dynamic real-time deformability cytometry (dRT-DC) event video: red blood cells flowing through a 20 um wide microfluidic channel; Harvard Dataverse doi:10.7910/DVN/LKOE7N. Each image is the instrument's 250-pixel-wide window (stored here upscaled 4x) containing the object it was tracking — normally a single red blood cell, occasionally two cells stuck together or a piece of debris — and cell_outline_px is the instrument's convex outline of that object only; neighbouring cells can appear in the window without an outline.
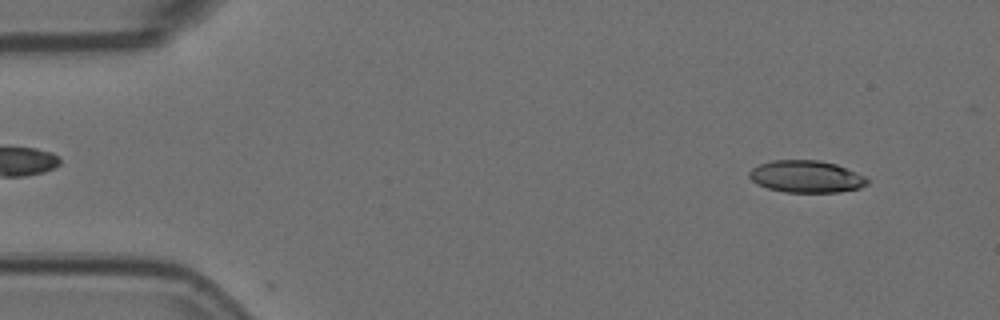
{"species": "Egyptian fruit bat (a non-hibernating species)", "species_latin": "Rousettus aegyptiacus", "temperature_condition": "room temperature", "stored_images_in_passage": 14, "camera_frame_rate_fps": 3000, "um_per_image_px": 0.085, "animal": {"sex": "female"}, "frame": {"image": 1, "passage_image": 4, "time_ms": 1.0, "image_size_px": [1000, 320], "cell_outline_px": [[868, 184], [860, 188], [840, 192], [784, 192], [768, 188], [756, 184], [748, 176], [748, 172], [752, 168], [760, 164], [772, 160], [820, 160], [836, 164], [856, 172], [864, 176], [868, 180]], "centroid_in_image_um": [68.52, 15.01], "position_along_channel_um": 16.5, "area_um2": 22.14}}
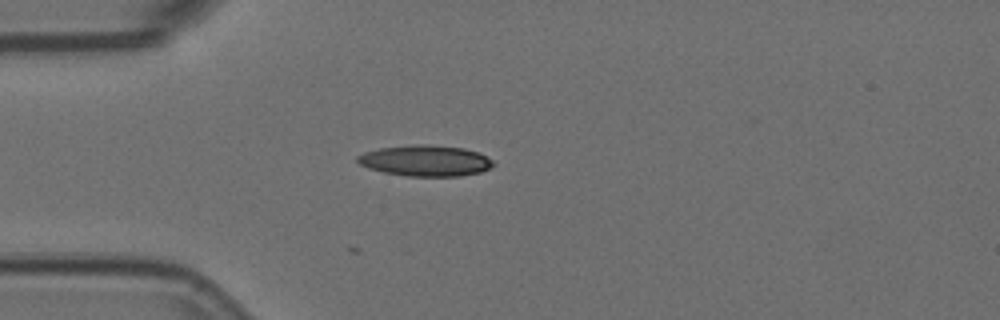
{"frame": {"image": 2, "passage_image": 14, "time_ms": 4.333, "image_size_px": [1000, 320], "cell_outline_px": [[496, 164], [480, 172], [460, 176], [408, 176], [384, 172], [368, 168], [360, 164], [356, 160], [356, 156], [364, 152], [380, 148], [416, 144], [428, 144], [464, 148], [480, 152], [492, 160]], "centroid_in_image_um": [36.17, 13.65], "position_along_channel_um": 48.8, "area_um2": 24.57}}